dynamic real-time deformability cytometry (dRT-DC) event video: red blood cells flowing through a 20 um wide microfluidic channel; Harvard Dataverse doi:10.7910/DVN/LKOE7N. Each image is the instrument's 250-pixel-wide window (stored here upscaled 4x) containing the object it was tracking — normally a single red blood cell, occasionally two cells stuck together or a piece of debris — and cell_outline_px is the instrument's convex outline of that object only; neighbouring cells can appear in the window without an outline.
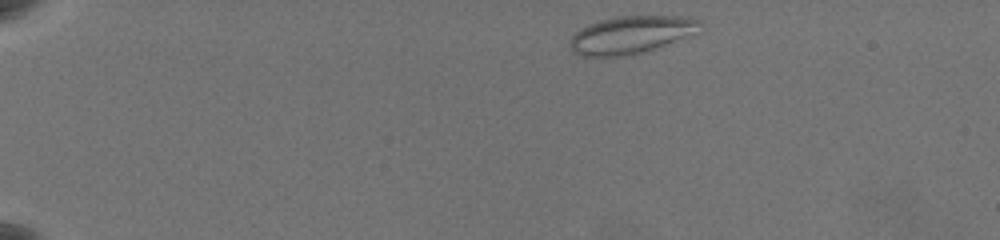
{"species": "common noctule bat (a hibernating species)", "species_latin": "Nyctalus noctula", "temperature_condition": "warm", "stored_images_in_passage": 51, "camera_frame_rate_fps": 3000, "um_per_image_px": 0.085, "animal": {"sex": "female", "body_mass_g": 19.5, "forearm_length_mm": 54.1}, "frame": {"image": 1, "passage_image": 2, "time_ms": 0.333, "image_size_px": [1000, 240], "cell_outline_px": [[700, 20], [680, 36], [664, 44], [640, 52], [624, 56], [580, 56], [572, 52], [572, 36], [576, 32], [592, 24], [604, 20], [620, 16], [676, 16]], "centroid_in_image_um": [53.43, 2.97], "position_along_channel_um": 31.6, "area_um2": 26.36}}
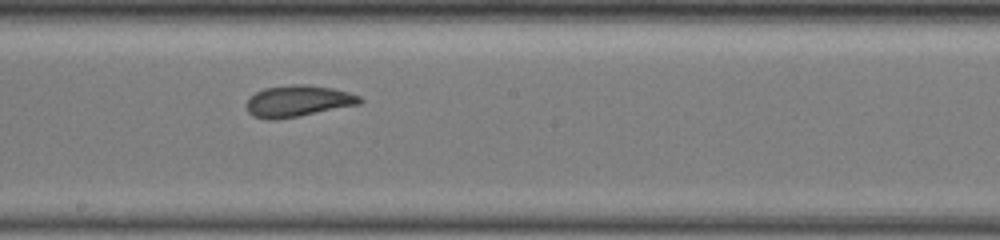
{"frame": {"image": 2, "passage_image": 27, "time_ms": 8.667, "image_size_px": [1000, 240], "cell_outline_px": [[364, 100], [360, 104], [276, 120], [268, 120], [252, 116], [248, 112], [244, 104], [248, 96], [264, 88], [292, 84], [308, 84], [332, 88], [348, 92], [360, 96]], "centroid_in_image_um": [25.27, 8.58], "position_along_channel_um": 222.9, "area_um2": 20.98}}
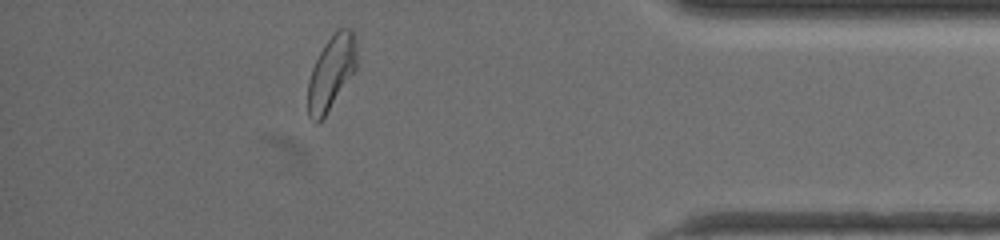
{"frame": {"image": 3, "passage_image": 45, "time_ms": 14.667, "image_size_px": [1000, 240], "cell_outline_px": [[356, 68], [324, 116], [316, 124], [308, 116], [308, 80], [312, 68], [324, 44], [340, 28], [352, 28], [356, 40]], "centroid_in_image_um": [28.15, 6.15], "position_along_channel_um": 407.1, "area_um2": 20.58}, "authors_computed_cell_mechanics": {"area_um2": 20.9814, "velocity_mm_per_s": 3.5543, "shape_relaxation_time_tau1_ms": 8.6391, "shape_relaxation_time_tau2_ms": 2.5356, "deformation_change_tau1": 0.1892, "deformation_change_tau2": 0.0813}}